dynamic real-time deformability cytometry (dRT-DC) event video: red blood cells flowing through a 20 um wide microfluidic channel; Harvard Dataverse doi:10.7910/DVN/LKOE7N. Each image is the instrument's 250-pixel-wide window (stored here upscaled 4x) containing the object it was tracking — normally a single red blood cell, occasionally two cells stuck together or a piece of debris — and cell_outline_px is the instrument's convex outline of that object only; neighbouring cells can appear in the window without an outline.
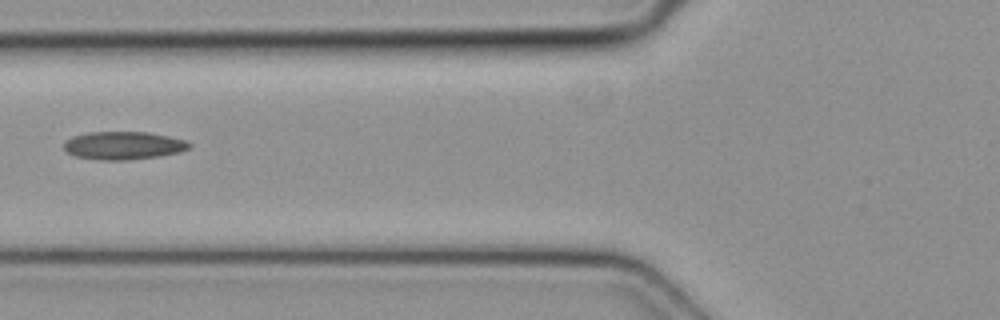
{"species": "common noctule bat (a hibernating species)", "species_latin": "Nyctalus noctula", "temperature_condition": "cold", "stored_images_in_passage": 7, "camera_frame_rate_fps": 3000, "um_per_image_px": 0.085, "animal": {"sex": "female", "body_mass_g": 19.3, "forearm_length_mm": 54.1}, "frame": {"image": 1, "passage_image": 7, "time_ms": 2.0, "image_size_px": [1000, 320], "cell_outline_px": [[192, 144], [188, 148], [180, 152], [160, 156], [128, 160], [100, 160], [76, 156], [68, 152], [64, 148], [64, 144], [72, 136], [88, 132], [148, 132], [168, 136], [184, 140]], "centroid_in_image_um": [10.5, 12.37], "position_along_channel_um": 115.3, "area_um2": 20.35}}